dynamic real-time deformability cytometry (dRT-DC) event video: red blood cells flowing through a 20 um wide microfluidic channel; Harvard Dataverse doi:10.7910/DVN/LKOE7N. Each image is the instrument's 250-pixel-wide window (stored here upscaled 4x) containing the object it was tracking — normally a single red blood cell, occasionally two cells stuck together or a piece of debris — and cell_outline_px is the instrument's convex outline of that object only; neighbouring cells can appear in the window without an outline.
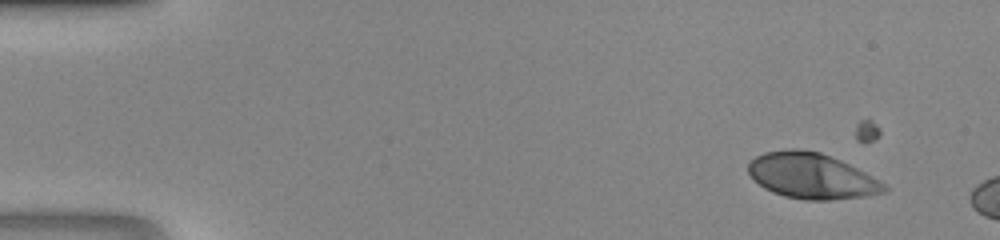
{"species": "human", "species_latin": "Homo sapiens", "temperature_condition": "room temperature", "stored_images_in_passage": 14, "camera_frame_rate_fps": 3000, "um_per_image_px": 0.085, "donor": {"sex": "male"}, "frame": {"image": 1, "passage_image": 5, "time_ms": 1.333, "image_size_px": [1000, 240], "cell_outline_px": [[888, 188], [884, 192], [864, 196], [828, 200], [804, 200], [784, 196], [772, 192], [764, 188], [748, 172], [748, 164], [756, 156], [764, 152], [792, 148], [796, 148], [820, 152], [840, 160], [864, 172], [884, 184]], "centroid_in_image_um": [68.95, 14.95], "position_along_channel_um": 16.0, "area_um2": 35.72}}